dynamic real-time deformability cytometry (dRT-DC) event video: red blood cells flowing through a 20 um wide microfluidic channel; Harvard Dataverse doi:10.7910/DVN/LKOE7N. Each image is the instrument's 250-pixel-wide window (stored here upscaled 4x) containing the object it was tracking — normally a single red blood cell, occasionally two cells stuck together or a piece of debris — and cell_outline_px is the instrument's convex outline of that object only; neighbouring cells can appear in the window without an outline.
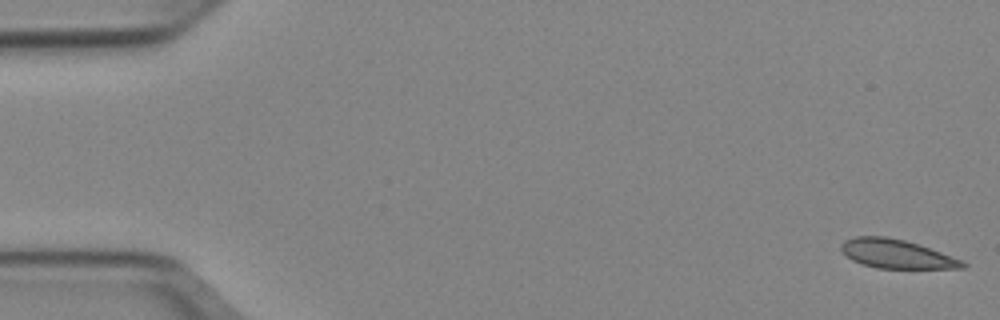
{"species": "Egyptian fruit bat (a non-hibernating species)", "species_latin": "Rousettus aegyptiacus", "temperature_condition": "cold", "stored_images_in_passage": 51, "camera_frame_rate_fps": 3000, "um_per_image_px": 0.085, "animal": {"sex": "female"}, "frame": {"image": 1, "passage_image": 1, "time_ms": 0.0, "image_size_px": [1000, 320], "cell_outline_px": [[968, 264], [964, 268], [876, 268], [852, 260], [840, 248], [840, 244], [844, 240], [856, 236], [884, 236], [904, 240], [920, 244], [964, 260]], "centroid_in_image_um": [76.24, 21.57], "position_along_channel_um": 8.8, "area_um2": 20.46}}
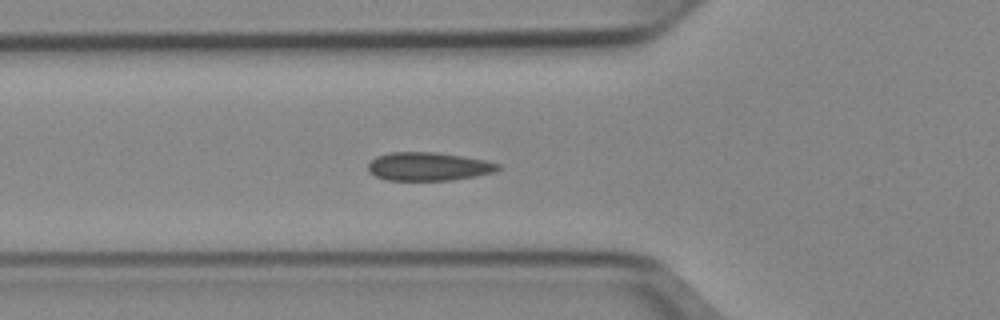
{"frame": {"image": 2, "passage_image": 18, "time_ms": 5.667, "image_size_px": [1000, 320], "cell_outline_px": [[500, 168], [492, 172], [476, 176], [452, 180], [384, 180], [368, 172], [368, 164], [376, 156], [392, 152], [436, 152], [464, 156], [484, 160], [500, 164]], "centroid_in_image_um": [36.39, 14.15], "position_along_channel_um": 89.4, "area_um2": 21.5}}
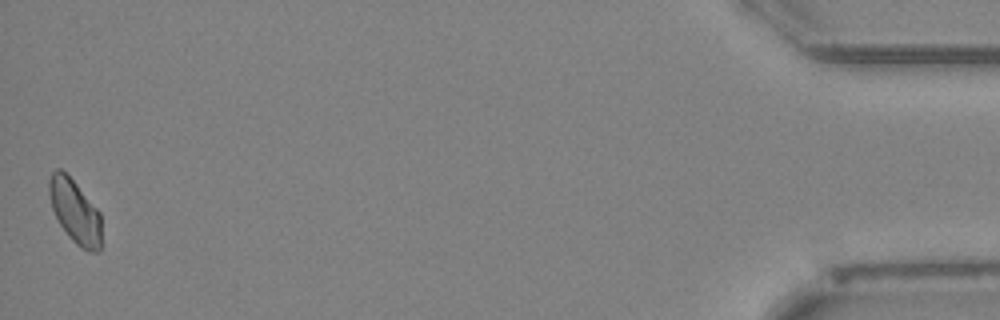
{"frame": {"image": 3, "passage_image": 51, "time_ms": 16.667, "image_size_px": [1000, 320], "cell_outline_px": [[100, 252], [88, 252], [80, 248], [68, 236], [60, 224], [52, 208], [48, 192], [48, 180], [52, 172], [56, 168], [60, 168], [76, 184], [100, 212]], "centroid_in_image_um": [6.36, 17.99], "position_along_channel_um": 428.8, "area_um2": 19.31}, "authors_computed_cell_mechanics": {"area_um2": 20.6924, "velocity_mm_per_s": 3.9169, "shape_relaxation_time_tau1_ms": null, "shape_relaxation_time_tau2_ms": 6.0708, "deformation_change_tau1": null, "deformation_change_tau2": 0.0792}}